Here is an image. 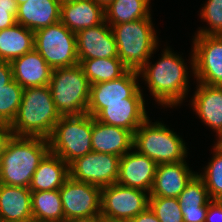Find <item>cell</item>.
<instances>
[{"label": "cell", "instance_id": "45", "mask_svg": "<svg viewBox=\"0 0 222 222\" xmlns=\"http://www.w3.org/2000/svg\"><path fill=\"white\" fill-rule=\"evenodd\" d=\"M17 5L27 2L28 0H15Z\"/></svg>", "mask_w": 222, "mask_h": 222}, {"label": "cell", "instance_id": "23", "mask_svg": "<svg viewBox=\"0 0 222 222\" xmlns=\"http://www.w3.org/2000/svg\"><path fill=\"white\" fill-rule=\"evenodd\" d=\"M192 105L196 114L218 134L222 133V86L199 83Z\"/></svg>", "mask_w": 222, "mask_h": 222}, {"label": "cell", "instance_id": "27", "mask_svg": "<svg viewBox=\"0 0 222 222\" xmlns=\"http://www.w3.org/2000/svg\"><path fill=\"white\" fill-rule=\"evenodd\" d=\"M33 222H64L59 190L31 192Z\"/></svg>", "mask_w": 222, "mask_h": 222}, {"label": "cell", "instance_id": "28", "mask_svg": "<svg viewBox=\"0 0 222 222\" xmlns=\"http://www.w3.org/2000/svg\"><path fill=\"white\" fill-rule=\"evenodd\" d=\"M150 0H113L105 9V21L109 25L151 18Z\"/></svg>", "mask_w": 222, "mask_h": 222}, {"label": "cell", "instance_id": "3", "mask_svg": "<svg viewBox=\"0 0 222 222\" xmlns=\"http://www.w3.org/2000/svg\"><path fill=\"white\" fill-rule=\"evenodd\" d=\"M160 61L154 65L148 60L139 70L149 91L161 105H178L188 94V71L179 55L165 49ZM150 62V63H149Z\"/></svg>", "mask_w": 222, "mask_h": 222}, {"label": "cell", "instance_id": "40", "mask_svg": "<svg viewBox=\"0 0 222 222\" xmlns=\"http://www.w3.org/2000/svg\"><path fill=\"white\" fill-rule=\"evenodd\" d=\"M10 132L9 131H0V157H1V151L3 148V145L5 143V140L9 136Z\"/></svg>", "mask_w": 222, "mask_h": 222}, {"label": "cell", "instance_id": "31", "mask_svg": "<svg viewBox=\"0 0 222 222\" xmlns=\"http://www.w3.org/2000/svg\"><path fill=\"white\" fill-rule=\"evenodd\" d=\"M214 156L205 168L203 179L211 200H222V154L214 148Z\"/></svg>", "mask_w": 222, "mask_h": 222}, {"label": "cell", "instance_id": "11", "mask_svg": "<svg viewBox=\"0 0 222 222\" xmlns=\"http://www.w3.org/2000/svg\"><path fill=\"white\" fill-rule=\"evenodd\" d=\"M194 38L191 66L197 82L222 86V36L196 35Z\"/></svg>", "mask_w": 222, "mask_h": 222}, {"label": "cell", "instance_id": "9", "mask_svg": "<svg viewBox=\"0 0 222 222\" xmlns=\"http://www.w3.org/2000/svg\"><path fill=\"white\" fill-rule=\"evenodd\" d=\"M139 75L138 71L128 69L117 79L91 85L87 114L96 117L104 109V103L145 102L136 81Z\"/></svg>", "mask_w": 222, "mask_h": 222}, {"label": "cell", "instance_id": "12", "mask_svg": "<svg viewBox=\"0 0 222 222\" xmlns=\"http://www.w3.org/2000/svg\"><path fill=\"white\" fill-rule=\"evenodd\" d=\"M120 156L91 151L69 165L70 177L100 188L117 183Z\"/></svg>", "mask_w": 222, "mask_h": 222}, {"label": "cell", "instance_id": "7", "mask_svg": "<svg viewBox=\"0 0 222 222\" xmlns=\"http://www.w3.org/2000/svg\"><path fill=\"white\" fill-rule=\"evenodd\" d=\"M92 116H62L48 138L50 152L70 165L92 151Z\"/></svg>", "mask_w": 222, "mask_h": 222}, {"label": "cell", "instance_id": "4", "mask_svg": "<svg viewBox=\"0 0 222 222\" xmlns=\"http://www.w3.org/2000/svg\"><path fill=\"white\" fill-rule=\"evenodd\" d=\"M151 18L110 25L116 40L118 58L138 71L157 49V36Z\"/></svg>", "mask_w": 222, "mask_h": 222}, {"label": "cell", "instance_id": "18", "mask_svg": "<svg viewBox=\"0 0 222 222\" xmlns=\"http://www.w3.org/2000/svg\"><path fill=\"white\" fill-rule=\"evenodd\" d=\"M13 79L24 89L50 83L53 69L34 48L11 62Z\"/></svg>", "mask_w": 222, "mask_h": 222}, {"label": "cell", "instance_id": "38", "mask_svg": "<svg viewBox=\"0 0 222 222\" xmlns=\"http://www.w3.org/2000/svg\"><path fill=\"white\" fill-rule=\"evenodd\" d=\"M101 216H87V217H78L66 220L64 222H101Z\"/></svg>", "mask_w": 222, "mask_h": 222}, {"label": "cell", "instance_id": "36", "mask_svg": "<svg viewBox=\"0 0 222 222\" xmlns=\"http://www.w3.org/2000/svg\"><path fill=\"white\" fill-rule=\"evenodd\" d=\"M13 80L12 66L10 62L0 61V89Z\"/></svg>", "mask_w": 222, "mask_h": 222}, {"label": "cell", "instance_id": "25", "mask_svg": "<svg viewBox=\"0 0 222 222\" xmlns=\"http://www.w3.org/2000/svg\"><path fill=\"white\" fill-rule=\"evenodd\" d=\"M184 222H205L211 200L203 179L196 173L177 197Z\"/></svg>", "mask_w": 222, "mask_h": 222}, {"label": "cell", "instance_id": "13", "mask_svg": "<svg viewBox=\"0 0 222 222\" xmlns=\"http://www.w3.org/2000/svg\"><path fill=\"white\" fill-rule=\"evenodd\" d=\"M102 188L69 177L59 189L65 221L87 216H101Z\"/></svg>", "mask_w": 222, "mask_h": 222}, {"label": "cell", "instance_id": "1", "mask_svg": "<svg viewBox=\"0 0 222 222\" xmlns=\"http://www.w3.org/2000/svg\"><path fill=\"white\" fill-rule=\"evenodd\" d=\"M50 151L46 138L9 134L0 157V183L29 187L41 160Z\"/></svg>", "mask_w": 222, "mask_h": 222}, {"label": "cell", "instance_id": "35", "mask_svg": "<svg viewBox=\"0 0 222 222\" xmlns=\"http://www.w3.org/2000/svg\"><path fill=\"white\" fill-rule=\"evenodd\" d=\"M18 8L0 7V30H4L16 24Z\"/></svg>", "mask_w": 222, "mask_h": 222}, {"label": "cell", "instance_id": "30", "mask_svg": "<svg viewBox=\"0 0 222 222\" xmlns=\"http://www.w3.org/2000/svg\"><path fill=\"white\" fill-rule=\"evenodd\" d=\"M23 88L13 79L0 89V121L8 127L21 104Z\"/></svg>", "mask_w": 222, "mask_h": 222}, {"label": "cell", "instance_id": "39", "mask_svg": "<svg viewBox=\"0 0 222 222\" xmlns=\"http://www.w3.org/2000/svg\"><path fill=\"white\" fill-rule=\"evenodd\" d=\"M0 7L2 8H18L15 0H0Z\"/></svg>", "mask_w": 222, "mask_h": 222}, {"label": "cell", "instance_id": "10", "mask_svg": "<svg viewBox=\"0 0 222 222\" xmlns=\"http://www.w3.org/2000/svg\"><path fill=\"white\" fill-rule=\"evenodd\" d=\"M145 191L118 183L106 186L101 191L102 218L130 221L149 206Z\"/></svg>", "mask_w": 222, "mask_h": 222}, {"label": "cell", "instance_id": "5", "mask_svg": "<svg viewBox=\"0 0 222 222\" xmlns=\"http://www.w3.org/2000/svg\"><path fill=\"white\" fill-rule=\"evenodd\" d=\"M48 86L61 117L87 113L91 84L79 64L53 69Z\"/></svg>", "mask_w": 222, "mask_h": 222}, {"label": "cell", "instance_id": "2", "mask_svg": "<svg viewBox=\"0 0 222 222\" xmlns=\"http://www.w3.org/2000/svg\"><path fill=\"white\" fill-rule=\"evenodd\" d=\"M60 117L48 85L27 87L23 89L16 117L7 128L15 136L48 139Z\"/></svg>", "mask_w": 222, "mask_h": 222}, {"label": "cell", "instance_id": "29", "mask_svg": "<svg viewBox=\"0 0 222 222\" xmlns=\"http://www.w3.org/2000/svg\"><path fill=\"white\" fill-rule=\"evenodd\" d=\"M79 65L91 85L117 79L128 70L119 58L79 60Z\"/></svg>", "mask_w": 222, "mask_h": 222}, {"label": "cell", "instance_id": "41", "mask_svg": "<svg viewBox=\"0 0 222 222\" xmlns=\"http://www.w3.org/2000/svg\"><path fill=\"white\" fill-rule=\"evenodd\" d=\"M213 148L222 154V133L218 134V140Z\"/></svg>", "mask_w": 222, "mask_h": 222}, {"label": "cell", "instance_id": "22", "mask_svg": "<svg viewBox=\"0 0 222 222\" xmlns=\"http://www.w3.org/2000/svg\"><path fill=\"white\" fill-rule=\"evenodd\" d=\"M144 102L104 103V109L95 117L99 122L124 128L132 134L148 118Z\"/></svg>", "mask_w": 222, "mask_h": 222}, {"label": "cell", "instance_id": "15", "mask_svg": "<svg viewBox=\"0 0 222 222\" xmlns=\"http://www.w3.org/2000/svg\"><path fill=\"white\" fill-rule=\"evenodd\" d=\"M157 164L136 150L120 157L117 183L143 190L150 194L154 184Z\"/></svg>", "mask_w": 222, "mask_h": 222}, {"label": "cell", "instance_id": "34", "mask_svg": "<svg viewBox=\"0 0 222 222\" xmlns=\"http://www.w3.org/2000/svg\"><path fill=\"white\" fill-rule=\"evenodd\" d=\"M205 222H222V200H210Z\"/></svg>", "mask_w": 222, "mask_h": 222}, {"label": "cell", "instance_id": "21", "mask_svg": "<svg viewBox=\"0 0 222 222\" xmlns=\"http://www.w3.org/2000/svg\"><path fill=\"white\" fill-rule=\"evenodd\" d=\"M59 0H28L18 5L16 23L33 32L60 21Z\"/></svg>", "mask_w": 222, "mask_h": 222}, {"label": "cell", "instance_id": "37", "mask_svg": "<svg viewBox=\"0 0 222 222\" xmlns=\"http://www.w3.org/2000/svg\"><path fill=\"white\" fill-rule=\"evenodd\" d=\"M129 222H160L148 206L142 213L133 217Z\"/></svg>", "mask_w": 222, "mask_h": 222}, {"label": "cell", "instance_id": "16", "mask_svg": "<svg viewBox=\"0 0 222 222\" xmlns=\"http://www.w3.org/2000/svg\"><path fill=\"white\" fill-rule=\"evenodd\" d=\"M92 151L123 156L133 149V134L124 128L99 122L92 116Z\"/></svg>", "mask_w": 222, "mask_h": 222}, {"label": "cell", "instance_id": "20", "mask_svg": "<svg viewBox=\"0 0 222 222\" xmlns=\"http://www.w3.org/2000/svg\"><path fill=\"white\" fill-rule=\"evenodd\" d=\"M29 187L0 183V216L5 222H33Z\"/></svg>", "mask_w": 222, "mask_h": 222}, {"label": "cell", "instance_id": "6", "mask_svg": "<svg viewBox=\"0 0 222 222\" xmlns=\"http://www.w3.org/2000/svg\"><path fill=\"white\" fill-rule=\"evenodd\" d=\"M149 117L133 133V148L156 164L185 161L187 150L182 138L164 124H151Z\"/></svg>", "mask_w": 222, "mask_h": 222}, {"label": "cell", "instance_id": "46", "mask_svg": "<svg viewBox=\"0 0 222 222\" xmlns=\"http://www.w3.org/2000/svg\"><path fill=\"white\" fill-rule=\"evenodd\" d=\"M0 222H5L1 216H0Z\"/></svg>", "mask_w": 222, "mask_h": 222}, {"label": "cell", "instance_id": "26", "mask_svg": "<svg viewBox=\"0 0 222 222\" xmlns=\"http://www.w3.org/2000/svg\"><path fill=\"white\" fill-rule=\"evenodd\" d=\"M34 32L18 23L0 30V61L14 59L34 49Z\"/></svg>", "mask_w": 222, "mask_h": 222}, {"label": "cell", "instance_id": "8", "mask_svg": "<svg viewBox=\"0 0 222 222\" xmlns=\"http://www.w3.org/2000/svg\"><path fill=\"white\" fill-rule=\"evenodd\" d=\"M34 41V48L52 69L79 64L76 33L61 21L35 31Z\"/></svg>", "mask_w": 222, "mask_h": 222}, {"label": "cell", "instance_id": "17", "mask_svg": "<svg viewBox=\"0 0 222 222\" xmlns=\"http://www.w3.org/2000/svg\"><path fill=\"white\" fill-rule=\"evenodd\" d=\"M196 173L185 161L157 164L150 196L177 198Z\"/></svg>", "mask_w": 222, "mask_h": 222}, {"label": "cell", "instance_id": "43", "mask_svg": "<svg viewBox=\"0 0 222 222\" xmlns=\"http://www.w3.org/2000/svg\"><path fill=\"white\" fill-rule=\"evenodd\" d=\"M101 222H129L126 220H113V219H109V218H102Z\"/></svg>", "mask_w": 222, "mask_h": 222}, {"label": "cell", "instance_id": "32", "mask_svg": "<svg viewBox=\"0 0 222 222\" xmlns=\"http://www.w3.org/2000/svg\"><path fill=\"white\" fill-rule=\"evenodd\" d=\"M149 207L160 222H184L177 198L149 196Z\"/></svg>", "mask_w": 222, "mask_h": 222}, {"label": "cell", "instance_id": "44", "mask_svg": "<svg viewBox=\"0 0 222 222\" xmlns=\"http://www.w3.org/2000/svg\"><path fill=\"white\" fill-rule=\"evenodd\" d=\"M0 131H9L8 128L0 121Z\"/></svg>", "mask_w": 222, "mask_h": 222}, {"label": "cell", "instance_id": "14", "mask_svg": "<svg viewBox=\"0 0 222 222\" xmlns=\"http://www.w3.org/2000/svg\"><path fill=\"white\" fill-rule=\"evenodd\" d=\"M76 43L79 60L118 58L116 40L106 21L78 31Z\"/></svg>", "mask_w": 222, "mask_h": 222}, {"label": "cell", "instance_id": "42", "mask_svg": "<svg viewBox=\"0 0 222 222\" xmlns=\"http://www.w3.org/2000/svg\"><path fill=\"white\" fill-rule=\"evenodd\" d=\"M98 5L102 6L104 9L113 2V0H93Z\"/></svg>", "mask_w": 222, "mask_h": 222}, {"label": "cell", "instance_id": "19", "mask_svg": "<svg viewBox=\"0 0 222 222\" xmlns=\"http://www.w3.org/2000/svg\"><path fill=\"white\" fill-rule=\"evenodd\" d=\"M60 21L72 32L97 26L105 21L104 8L93 0L61 2Z\"/></svg>", "mask_w": 222, "mask_h": 222}, {"label": "cell", "instance_id": "33", "mask_svg": "<svg viewBox=\"0 0 222 222\" xmlns=\"http://www.w3.org/2000/svg\"><path fill=\"white\" fill-rule=\"evenodd\" d=\"M200 14L211 28L200 29L197 35L222 36V0H208Z\"/></svg>", "mask_w": 222, "mask_h": 222}, {"label": "cell", "instance_id": "24", "mask_svg": "<svg viewBox=\"0 0 222 222\" xmlns=\"http://www.w3.org/2000/svg\"><path fill=\"white\" fill-rule=\"evenodd\" d=\"M69 177V165L49 151L34 172L29 189L31 192L59 190Z\"/></svg>", "mask_w": 222, "mask_h": 222}]
</instances>
